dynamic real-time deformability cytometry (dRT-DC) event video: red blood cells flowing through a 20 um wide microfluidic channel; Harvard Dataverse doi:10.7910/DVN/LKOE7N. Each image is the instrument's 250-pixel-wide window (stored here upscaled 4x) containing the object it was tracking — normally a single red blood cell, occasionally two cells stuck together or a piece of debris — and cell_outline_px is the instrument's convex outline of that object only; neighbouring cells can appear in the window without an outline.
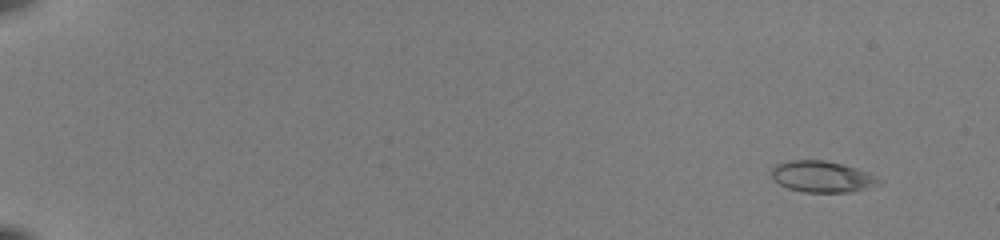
{"species": "common noctule bat (a hibernating species)", "species_latin": "Nyctalus noctula", "temperature_condition": "room temperature", "stored_images_in_passage": 20, "camera_frame_rate_fps": 3000, "um_per_image_px": 0.085, "animal": {"sex": "female", "body_mass_g": 22.0, "forearm_length_mm": 56.7}, "frame": {"image": 1, "passage_image": 1, "time_ms": 0.0, "image_size_px": [1000, 240], "cell_outline_px": [[884, 180], [880, 184], [852, 192], [804, 192], [788, 188], [772, 180], [772, 168], [776, 164], [788, 160], [824, 160], [844, 164], [868, 172]], "centroid_in_image_um": [69.89, 15.01], "position_along_channel_um": 15.1, "area_um2": 19.77}}
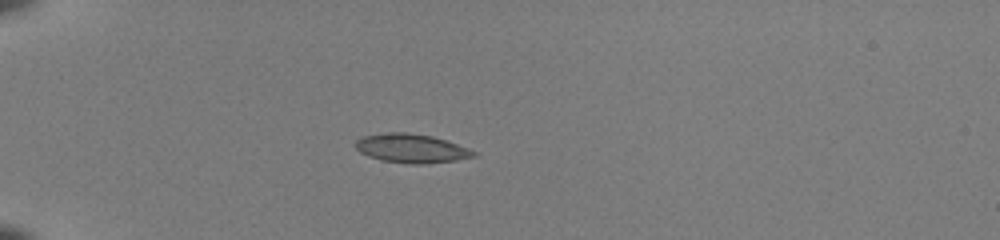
{"frame": {"image": 2, "passage_image": 14, "time_ms": 4.333, "image_size_px": [1000, 240], "cell_outline_px": [[480, 152], [476, 156], [456, 160], [424, 164], [412, 164], [380, 160], [368, 156], [360, 152], [356, 148], [356, 140], [360, 136], [388, 132], [404, 132], [432, 136]], "centroid_in_image_um": [34.96, 12.61], "position_along_channel_um": 50.0, "area_um2": 19.94}}
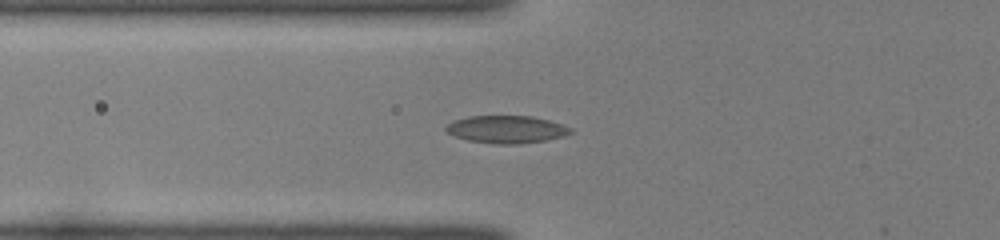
{"frame": {"image": 3, "passage_image": 19, "time_ms": 6.0, "image_size_px": [1000, 240], "cell_outline_px": [[572, 132], [564, 136], [544, 140], [516, 144], [496, 144], [468, 140], [456, 136], [448, 132], [444, 128], [452, 120], [468, 116], [532, 116], [548, 120], [572, 128]], "centroid_in_image_um": [43.03, 10.99], "position_along_channel_um": 82.8, "area_um2": 19.83}}